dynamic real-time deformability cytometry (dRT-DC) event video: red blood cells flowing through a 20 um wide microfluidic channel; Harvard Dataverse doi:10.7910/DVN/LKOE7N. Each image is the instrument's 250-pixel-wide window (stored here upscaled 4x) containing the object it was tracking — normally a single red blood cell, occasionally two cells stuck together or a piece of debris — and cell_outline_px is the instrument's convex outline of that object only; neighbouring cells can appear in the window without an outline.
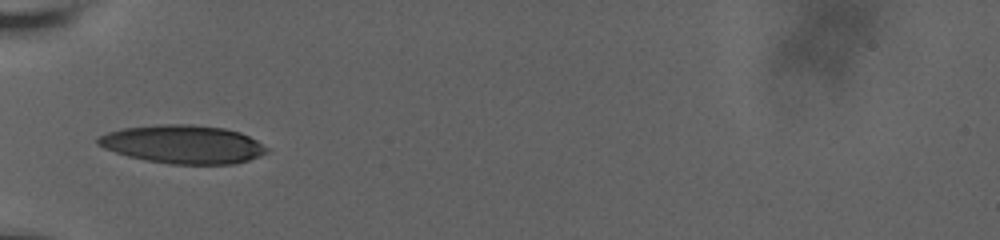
{"species": "human", "species_latin": "Homo sapiens", "temperature_condition": "room temperature", "stored_images_in_passage": 21, "camera_frame_rate_fps": 3000, "um_per_image_px": 0.085, "donor": {"sex": "male"}, "frame": {"image": 1, "passage_image": 1, "time_ms": 0.0, "image_size_px": [1000, 240], "cell_outline_px": [[268, 152], [260, 156], [248, 160], [232, 164], [168, 164], [144, 160], [128, 156], [104, 148], [96, 144], [96, 140], [100, 136], [108, 132], [124, 128], [156, 124], [192, 124], [224, 128], [240, 132], [256, 140], [268, 148]], "centroid_in_image_um": [15.55, 12.26], "position_along_channel_um": 69.5, "area_um2": 37.8}}
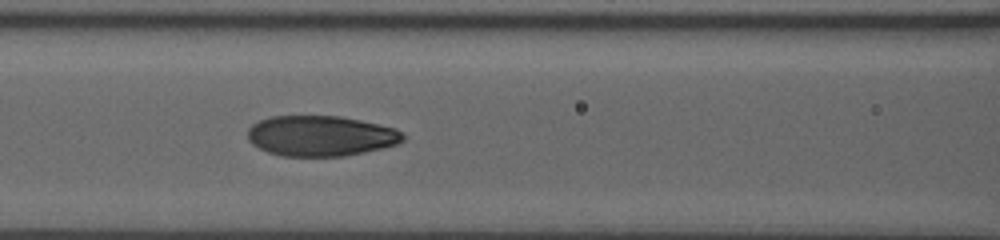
{"frame": {"image": 2, "passage_image": 12, "time_ms": 2.0, "image_size_px": [1000, 240], "cell_outline_px": [[408, 136], [404, 140], [396, 144], [384, 148], [344, 156], [284, 156], [268, 152], [252, 144], [248, 140], [248, 128], [252, 124], [260, 120], [272, 116], [340, 116], [360, 120], [396, 128]], "centroid_in_image_um": [27.29, 11.55], "position_along_channel_um": 139.3, "area_um2": 36.76}}
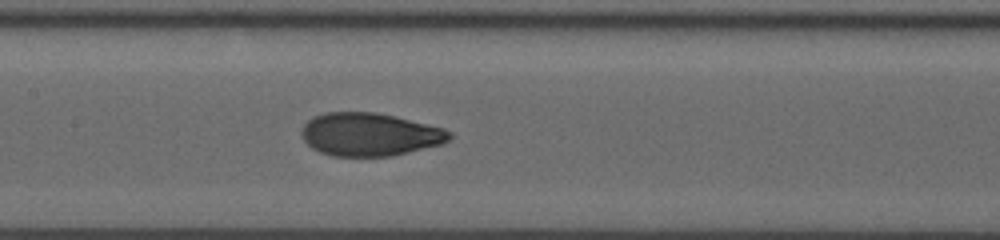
{"frame": {"image": 3, "passage_image": 18, "time_ms": 3.0, "image_size_px": [1000, 240], "cell_outline_px": [[452, 136], [444, 144], [392, 156], [332, 156], [320, 152], [312, 148], [304, 140], [300, 132], [304, 124], [312, 116], [324, 112], [376, 112], [444, 128], [452, 132]], "centroid_in_image_um": [31.42, 11.43], "position_along_channel_um": 176.0, "area_um2": 37.28}}